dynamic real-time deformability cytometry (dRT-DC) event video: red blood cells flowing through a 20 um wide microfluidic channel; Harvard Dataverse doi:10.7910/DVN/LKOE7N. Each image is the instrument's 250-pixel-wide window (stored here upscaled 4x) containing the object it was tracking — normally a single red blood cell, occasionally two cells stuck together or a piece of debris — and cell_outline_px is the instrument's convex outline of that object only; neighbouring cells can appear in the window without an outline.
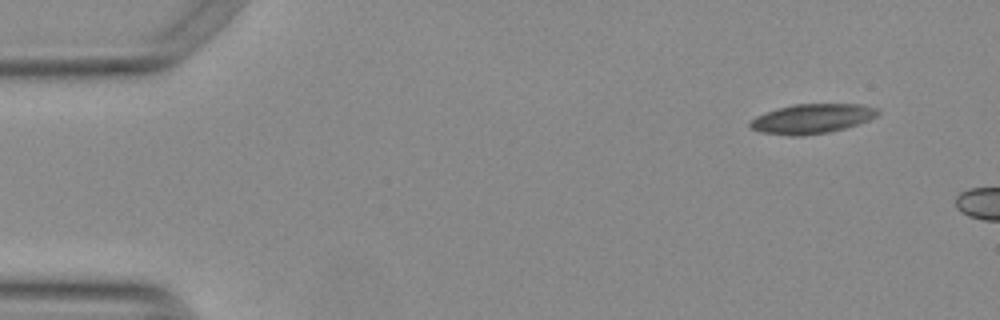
{"species": "Egyptian fruit bat (a non-hibernating species)", "species_latin": "Rousettus aegyptiacus", "temperature_condition": "warm", "stored_images_in_passage": 5, "camera_frame_rate_fps": 3000, "um_per_image_px": 0.085, "animal": {"sex": "female"}, "frame": {"image": 1, "passage_image": 1, "time_ms": 0.0, "image_size_px": [1000, 320], "cell_outline_px": [[880, 112], [876, 116], [868, 120], [844, 128], [828, 132], [804, 136], [788, 136], [760, 132], [748, 128], [748, 124], [756, 116], [792, 104], [860, 104], [880, 108]], "centroid_in_image_um": [69.01, 10.09], "position_along_channel_um": 16.0, "area_um2": 22.02}}